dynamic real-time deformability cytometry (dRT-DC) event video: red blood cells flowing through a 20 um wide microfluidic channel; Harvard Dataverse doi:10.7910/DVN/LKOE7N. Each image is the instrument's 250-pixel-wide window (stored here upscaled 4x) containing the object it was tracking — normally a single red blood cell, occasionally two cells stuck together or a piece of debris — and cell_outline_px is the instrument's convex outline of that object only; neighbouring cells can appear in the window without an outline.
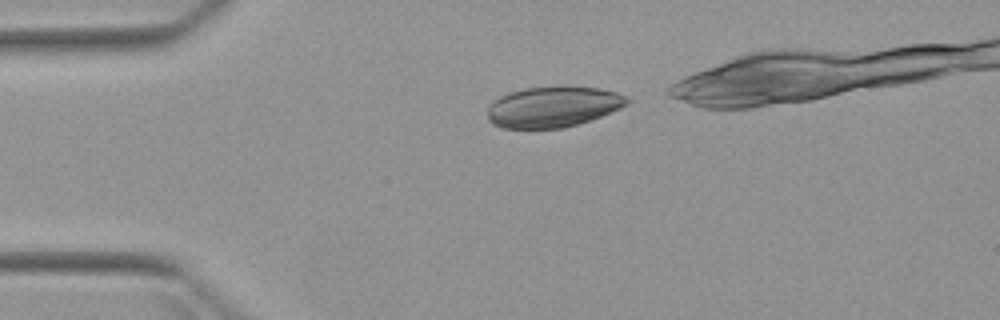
{"species": "Egyptian fruit bat (a non-hibernating species)", "species_latin": "Rousettus aegyptiacus", "temperature_condition": "warm", "stored_images_in_passage": 3, "camera_frame_rate_fps": 3000, "um_per_image_px": 0.085, "animal": {"sex": "female"}, "frame": {"image": 1, "passage_image": 1, "time_ms": 0.0, "image_size_px": [1000, 320], "cell_outline_px": [[632, 100], [628, 104], [612, 112], [564, 128], [504, 128], [492, 124], [488, 120], [488, 104], [500, 96], [508, 92], [524, 88], [556, 84], [568, 84], [600, 88], [616, 92]], "centroid_in_image_um": [47.0, 9.03], "position_along_channel_um": 38.0, "area_um2": 33.93}}
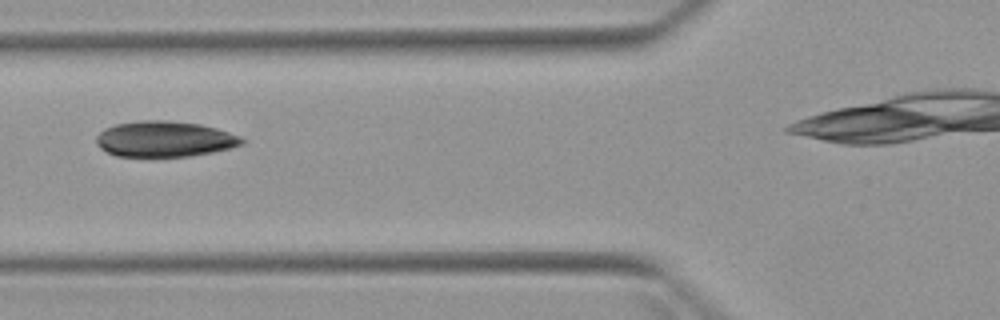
{"frame": {"image": 2, "passage_image": 3, "time_ms": 2.667, "image_size_px": [1000, 320], "cell_outline_px": [[248, 140], [244, 144], [232, 148], [192, 156], [116, 156], [100, 148], [96, 144], [96, 136], [104, 128], [116, 124], [140, 120], [168, 120], [200, 124], [216, 128], [240, 136]], "centroid_in_image_um": [14.01, 11.81], "position_along_channel_um": 111.8, "area_um2": 30.52}}